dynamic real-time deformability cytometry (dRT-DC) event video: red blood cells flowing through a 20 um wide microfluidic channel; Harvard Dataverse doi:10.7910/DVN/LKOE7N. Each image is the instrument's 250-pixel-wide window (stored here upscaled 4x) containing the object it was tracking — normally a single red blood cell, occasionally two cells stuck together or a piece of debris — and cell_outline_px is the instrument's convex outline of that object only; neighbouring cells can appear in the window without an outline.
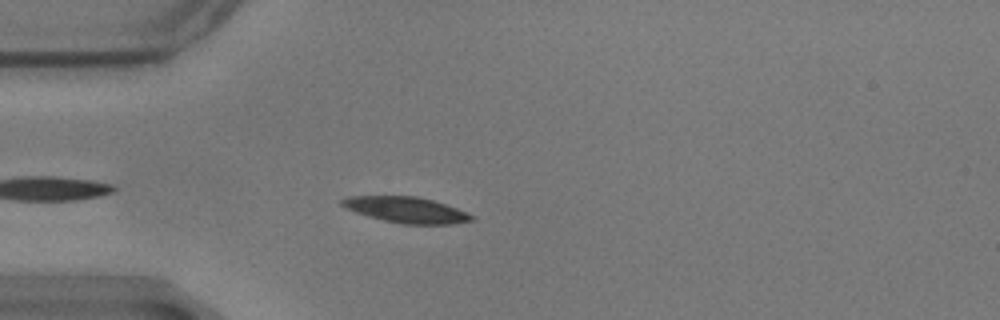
{"species": "common noctule bat (a hibernating species)", "species_latin": "Nyctalus noctula", "temperature_condition": "warm", "stored_images_in_passage": 33, "camera_frame_rate_fps": 3000, "um_per_image_px": 0.085, "animal": {"sex": "male", "body_mass_g": 17.9}, "frame": {"image": 1, "passage_image": 6, "time_ms": 1.667, "image_size_px": [1000, 320], "cell_outline_px": [[476, 216], [472, 220], [452, 224], [400, 224], [368, 216], [356, 212], [340, 204], [340, 200], [348, 196], [416, 196], [432, 200], [456, 208]], "centroid_in_image_um": [34.53, 17.84], "position_along_channel_um": 50.5, "area_um2": 19.36}}
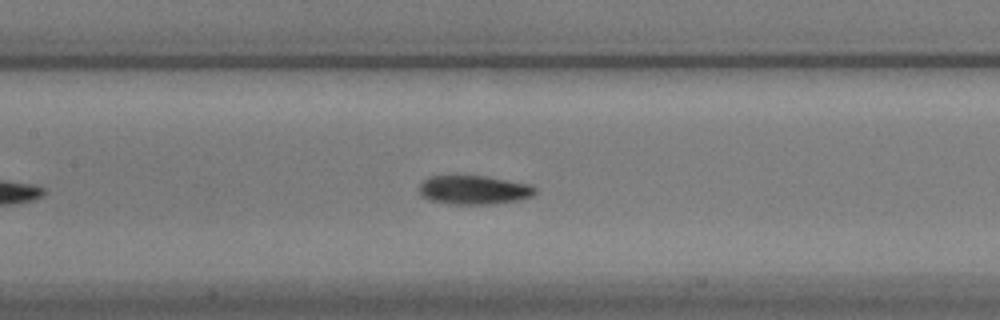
{"frame": {"image": 2, "passage_image": 17, "time_ms": 5.333, "image_size_px": [1000, 320], "cell_outline_px": [[536, 192], [532, 196], [516, 200], [492, 204], [452, 204], [428, 200], [420, 192], [420, 184], [428, 176], [484, 176], [532, 184], [536, 188]], "centroid_in_image_um": [40.3, 16.14], "position_along_channel_um": 167.1, "area_um2": 19.42}}
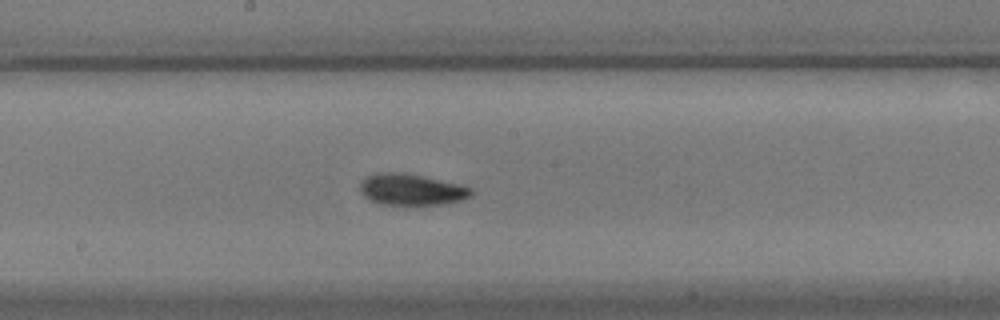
{"frame": {"image": 3, "passage_image": 21, "time_ms": 6.667, "image_size_px": [1000, 320], "cell_outline_px": [[472, 196], [464, 200], [440, 204], [404, 208], [380, 204], [364, 196], [360, 192], [360, 184], [368, 176], [380, 172], [400, 172], [460, 184], [472, 188]], "centroid_in_image_um": [34.98, 16.17], "position_along_channel_um": 213.2, "area_um2": 20.87}, "authors_computed_cell_mechanics": {"area_um2": 19.5942, "velocity_mm_per_s": 3.486, "shape_relaxation_time_tau1_ms": 3.8876, "shape_relaxation_time_tau2_ms": 7.6988, "deformation_change_tau1": 0.1616, "deformation_change_tau2": 0.1414}}